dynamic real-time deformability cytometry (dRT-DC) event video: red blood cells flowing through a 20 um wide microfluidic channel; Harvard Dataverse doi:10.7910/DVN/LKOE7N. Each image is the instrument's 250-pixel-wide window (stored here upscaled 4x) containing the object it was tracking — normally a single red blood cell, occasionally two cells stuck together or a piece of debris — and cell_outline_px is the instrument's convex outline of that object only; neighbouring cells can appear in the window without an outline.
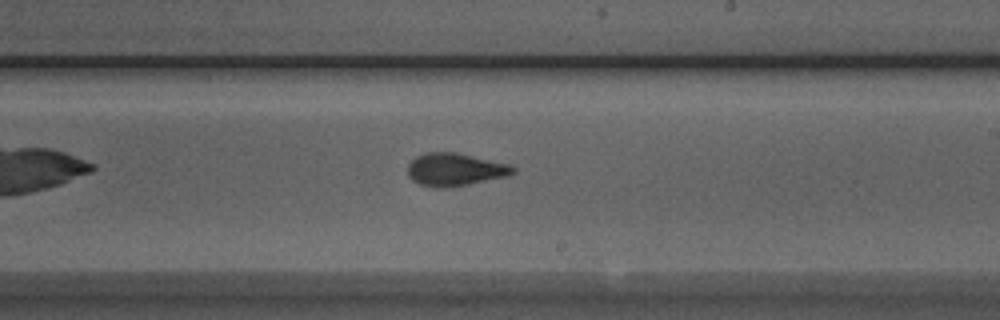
{"species": "Egyptian fruit bat (a non-hibernating species)", "species_latin": "Rousettus aegyptiacus", "temperature_condition": "room temperature", "stored_images_in_passage": 8, "camera_frame_rate_fps": 3000, "um_per_image_px": 0.085, "animal": {"sex": "male"}, "frame": {"image": 1, "passage_image": 8, "time_ms": 8.0, "image_size_px": [1000, 320], "cell_outline_px": [[516, 172], [508, 176], [468, 184], [436, 188], [420, 184], [412, 180], [408, 176], [408, 164], [416, 156], [424, 152], [456, 152], [512, 164], [516, 168]], "centroid_in_image_um": [38.7, 14.39], "position_along_channel_um": 250.3, "area_um2": 20.23}}